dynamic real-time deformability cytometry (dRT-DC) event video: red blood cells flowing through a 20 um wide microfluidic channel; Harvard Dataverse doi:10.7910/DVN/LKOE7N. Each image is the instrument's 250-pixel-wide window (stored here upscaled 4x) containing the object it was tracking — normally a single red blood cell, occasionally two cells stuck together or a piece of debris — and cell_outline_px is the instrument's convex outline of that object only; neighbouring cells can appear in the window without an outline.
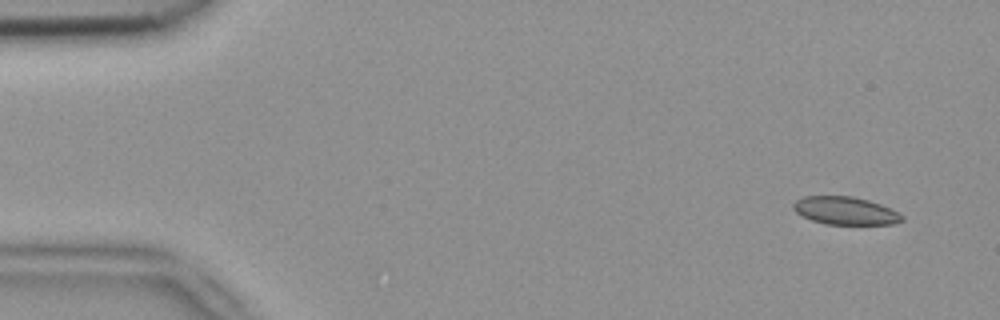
{"species": "common noctule bat (a hibernating species)", "species_latin": "Nyctalus noctula", "temperature_condition": "room temperature", "stored_images_in_passage": 4, "camera_frame_rate_fps": 3000, "um_per_image_px": 0.085, "animal": {"sex": "female", "body_mass_g": 18.4}, "frame": {"image": 1, "passage_image": 4, "time_ms": 1.0, "image_size_px": [1000, 320], "cell_outline_px": [[904, 220], [892, 224], [824, 224], [812, 220], [796, 212], [792, 208], [792, 204], [796, 200], [804, 196], [852, 196], [868, 200], [880, 204], [900, 212], [904, 216]], "centroid_in_image_um": [71.87, 17.91], "position_along_channel_um": 13.1, "area_um2": 17.69}}